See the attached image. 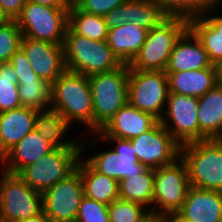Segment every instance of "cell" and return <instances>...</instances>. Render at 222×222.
<instances>
[{
    "mask_svg": "<svg viewBox=\"0 0 222 222\" xmlns=\"http://www.w3.org/2000/svg\"><path fill=\"white\" fill-rule=\"evenodd\" d=\"M127 0H73L83 11L97 16H104Z\"/></svg>",
    "mask_w": 222,
    "mask_h": 222,
    "instance_id": "36",
    "label": "cell"
},
{
    "mask_svg": "<svg viewBox=\"0 0 222 222\" xmlns=\"http://www.w3.org/2000/svg\"><path fill=\"white\" fill-rule=\"evenodd\" d=\"M55 148L38 161L24 167L17 175L32 189L43 194L57 182L64 180L77 168L80 157L90 148Z\"/></svg>",
    "mask_w": 222,
    "mask_h": 222,
    "instance_id": "6",
    "label": "cell"
},
{
    "mask_svg": "<svg viewBox=\"0 0 222 222\" xmlns=\"http://www.w3.org/2000/svg\"><path fill=\"white\" fill-rule=\"evenodd\" d=\"M188 29L200 41L207 52L209 61L216 65L222 60V34L204 17L188 21Z\"/></svg>",
    "mask_w": 222,
    "mask_h": 222,
    "instance_id": "31",
    "label": "cell"
},
{
    "mask_svg": "<svg viewBox=\"0 0 222 222\" xmlns=\"http://www.w3.org/2000/svg\"><path fill=\"white\" fill-rule=\"evenodd\" d=\"M191 186L222 192V139H205L180 147Z\"/></svg>",
    "mask_w": 222,
    "mask_h": 222,
    "instance_id": "3",
    "label": "cell"
},
{
    "mask_svg": "<svg viewBox=\"0 0 222 222\" xmlns=\"http://www.w3.org/2000/svg\"><path fill=\"white\" fill-rule=\"evenodd\" d=\"M217 8L219 9V7H216L214 9H212L209 13L205 14L203 17L215 28L217 29L219 32H221L222 34V15L220 16L218 13L216 14V12H218ZM215 13V14H213ZM218 15V16H217Z\"/></svg>",
    "mask_w": 222,
    "mask_h": 222,
    "instance_id": "41",
    "label": "cell"
},
{
    "mask_svg": "<svg viewBox=\"0 0 222 222\" xmlns=\"http://www.w3.org/2000/svg\"><path fill=\"white\" fill-rule=\"evenodd\" d=\"M70 126L59 112L48 109L37 112L34 130L55 148H82V140L65 139Z\"/></svg>",
    "mask_w": 222,
    "mask_h": 222,
    "instance_id": "25",
    "label": "cell"
},
{
    "mask_svg": "<svg viewBox=\"0 0 222 222\" xmlns=\"http://www.w3.org/2000/svg\"><path fill=\"white\" fill-rule=\"evenodd\" d=\"M188 30V21L167 17L147 32L140 51L129 64V69L165 71L176 42Z\"/></svg>",
    "mask_w": 222,
    "mask_h": 222,
    "instance_id": "5",
    "label": "cell"
},
{
    "mask_svg": "<svg viewBox=\"0 0 222 222\" xmlns=\"http://www.w3.org/2000/svg\"><path fill=\"white\" fill-rule=\"evenodd\" d=\"M16 22L23 37L63 44L69 23V8H55L26 1Z\"/></svg>",
    "mask_w": 222,
    "mask_h": 222,
    "instance_id": "7",
    "label": "cell"
},
{
    "mask_svg": "<svg viewBox=\"0 0 222 222\" xmlns=\"http://www.w3.org/2000/svg\"><path fill=\"white\" fill-rule=\"evenodd\" d=\"M10 21L11 19L9 18V16L0 7V26H3Z\"/></svg>",
    "mask_w": 222,
    "mask_h": 222,
    "instance_id": "44",
    "label": "cell"
},
{
    "mask_svg": "<svg viewBox=\"0 0 222 222\" xmlns=\"http://www.w3.org/2000/svg\"><path fill=\"white\" fill-rule=\"evenodd\" d=\"M68 27L75 33L94 41H107L108 28L103 16L81 10L74 2L69 8Z\"/></svg>",
    "mask_w": 222,
    "mask_h": 222,
    "instance_id": "27",
    "label": "cell"
},
{
    "mask_svg": "<svg viewBox=\"0 0 222 222\" xmlns=\"http://www.w3.org/2000/svg\"><path fill=\"white\" fill-rule=\"evenodd\" d=\"M0 163H1V164H0V166H1L0 168H1V170H2V165H3V157H2V155H1V154H0Z\"/></svg>",
    "mask_w": 222,
    "mask_h": 222,
    "instance_id": "47",
    "label": "cell"
},
{
    "mask_svg": "<svg viewBox=\"0 0 222 222\" xmlns=\"http://www.w3.org/2000/svg\"><path fill=\"white\" fill-rule=\"evenodd\" d=\"M94 139L91 143L112 142L113 148L103 149L102 152L83 157L97 172L112 179L120 181L127 176L141 175L147 168L141 164L136 156V149L128 139L100 138L92 133ZM97 137V138H96ZM99 138V139H98ZM102 140V141H99ZM114 143V144H113ZM116 144V145H115Z\"/></svg>",
    "mask_w": 222,
    "mask_h": 222,
    "instance_id": "11",
    "label": "cell"
},
{
    "mask_svg": "<svg viewBox=\"0 0 222 222\" xmlns=\"http://www.w3.org/2000/svg\"><path fill=\"white\" fill-rule=\"evenodd\" d=\"M103 17L108 30L128 23L126 18V2L112 9Z\"/></svg>",
    "mask_w": 222,
    "mask_h": 222,
    "instance_id": "38",
    "label": "cell"
},
{
    "mask_svg": "<svg viewBox=\"0 0 222 222\" xmlns=\"http://www.w3.org/2000/svg\"><path fill=\"white\" fill-rule=\"evenodd\" d=\"M72 125H85L93 133V101L89 78L81 73L65 70L52 83L51 108Z\"/></svg>",
    "mask_w": 222,
    "mask_h": 222,
    "instance_id": "1",
    "label": "cell"
},
{
    "mask_svg": "<svg viewBox=\"0 0 222 222\" xmlns=\"http://www.w3.org/2000/svg\"><path fill=\"white\" fill-rule=\"evenodd\" d=\"M158 222H186L177 214L159 215Z\"/></svg>",
    "mask_w": 222,
    "mask_h": 222,
    "instance_id": "42",
    "label": "cell"
},
{
    "mask_svg": "<svg viewBox=\"0 0 222 222\" xmlns=\"http://www.w3.org/2000/svg\"><path fill=\"white\" fill-rule=\"evenodd\" d=\"M159 120L127 103L96 133L100 138L132 139L152 129Z\"/></svg>",
    "mask_w": 222,
    "mask_h": 222,
    "instance_id": "16",
    "label": "cell"
},
{
    "mask_svg": "<svg viewBox=\"0 0 222 222\" xmlns=\"http://www.w3.org/2000/svg\"><path fill=\"white\" fill-rule=\"evenodd\" d=\"M167 17L190 21L220 7L219 0H156Z\"/></svg>",
    "mask_w": 222,
    "mask_h": 222,
    "instance_id": "28",
    "label": "cell"
},
{
    "mask_svg": "<svg viewBox=\"0 0 222 222\" xmlns=\"http://www.w3.org/2000/svg\"><path fill=\"white\" fill-rule=\"evenodd\" d=\"M141 164L149 169L168 166L180 158L181 145L159 121L149 131L130 139Z\"/></svg>",
    "mask_w": 222,
    "mask_h": 222,
    "instance_id": "14",
    "label": "cell"
},
{
    "mask_svg": "<svg viewBox=\"0 0 222 222\" xmlns=\"http://www.w3.org/2000/svg\"><path fill=\"white\" fill-rule=\"evenodd\" d=\"M18 222H50V221L42 211L40 214L20 220Z\"/></svg>",
    "mask_w": 222,
    "mask_h": 222,
    "instance_id": "43",
    "label": "cell"
},
{
    "mask_svg": "<svg viewBox=\"0 0 222 222\" xmlns=\"http://www.w3.org/2000/svg\"><path fill=\"white\" fill-rule=\"evenodd\" d=\"M108 213L110 222H145L152 216L144 205L121 199L108 205Z\"/></svg>",
    "mask_w": 222,
    "mask_h": 222,
    "instance_id": "33",
    "label": "cell"
},
{
    "mask_svg": "<svg viewBox=\"0 0 222 222\" xmlns=\"http://www.w3.org/2000/svg\"><path fill=\"white\" fill-rule=\"evenodd\" d=\"M147 30L126 23L108 30L107 43L122 64H130L145 42Z\"/></svg>",
    "mask_w": 222,
    "mask_h": 222,
    "instance_id": "23",
    "label": "cell"
},
{
    "mask_svg": "<svg viewBox=\"0 0 222 222\" xmlns=\"http://www.w3.org/2000/svg\"><path fill=\"white\" fill-rule=\"evenodd\" d=\"M19 99L24 107L38 111L51 108L52 83L40 80H17Z\"/></svg>",
    "mask_w": 222,
    "mask_h": 222,
    "instance_id": "30",
    "label": "cell"
},
{
    "mask_svg": "<svg viewBox=\"0 0 222 222\" xmlns=\"http://www.w3.org/2000/svg\"><path fill=\"white\" fill-rule=\"evenodd\" d=\"M76 169L81 175L85 197L108 205L119 199L117 180L97 172L83 157H80Z\"/></svg>",
    "mask_w": 222,
    "mask_h": 222,
    "instance_id": "24",
    "label": "cell"
},
{
    "mask_svg": "<svg viewBox=\"0 0 222 222\" xmlns=\"http://www.w3.org/2000/svg\"><path fill=\"white\" fill-rule=\"evenodd\" d=\"M22 37L16 20L0 26V63L10 62L13 54L21 48Z\"/></svg>",
    "mask_w": 222,
    "mask_h": 222,
    "instance_id": "34",
    "label": "cell"
},
{
    "mask_svg": "<svg viewBox=\"0 0 222 222\" xmlns=\"http://www.w3.org/2000/svg\"><path fill=\"white\" fill-rule=\"evenodd\" d=\"M9 63L15 69L18 80H40L21 48L13 54Z\"/></svg>",
    "mask_w": 222,
    "mask_h": 222,
    "instance_id": "37",
    "label": "cell"
},
{
    "mask_svg": "<svg viewBox=\"0 0 222 222\" xmlns=\"http://www.w3.org/2000/svg\"><path fill=\"white\" fill-rule=\"evenodd\" d=\"M55 147L33 130L3 156L2 170L18 174L24 167L35 163Z\"/></svg>",
    "mask_w": 222,
    "mask_h": 222,
    "instance_id": "18",
    "label": "cell"
},
{
    "mask_svg": "<svg viewBox=\"0 0 222 222\" xmlns=\"http://www.w3.org/2000/svg\"><path fill=\"white\" fill-rule=\"evenodd\" d=\"M84 197L83 182L76 169L42 194L43 213L50 222H76Z\"/></svg>",
    "mask_w": 222,
    "mask_h": 222,
    "instance_id": "12",
    "label": "cell"
},
{
    "mask_svg": "<svg viewBox=\"0 0 222 222\" xmlns=\"http://www.w3.org/2000/svg\"><path fill=\"white\" fill-rule=\"evenodd\" d=\"M176 214L186 222H221L222 192L190 186Z\"/></svg>",
    "mask_w": 222,
    "mask_h": 222,
    "instance_id": "17",
    "label": "cell"
},
{
    "mask_svg": "<svg viewBox=\"0 0 222 222\" xmlns=\"http://www.w3.org/2000/svg\"><path fill=\"white\" fill-rule=\"evenodd\" d=\"M126 18L128 23L139 25L149 31L158 26L167 16L156 0H127Z\"/></svg>",
    "mask_w": 222,
    "mask_h": 222,
    "instance_id": "29",
    "label": "cell"
},
{
    "mask_svg": "<svg viewBox=\"0 0 222 222\" xmlns=\"http://www.w3.org/2000/svg\"><path fill=\"white\" fill-rule=\"evenodd\" d=\"M25 2L26 0H0V7L11 20H16L21 14Z\"/></svg>",
    "mask_w": 222,
    "mask_h": 222,
    "instance_id": "39",
    "label": "cell"
},
{
    "mask_svg": "<svg viewBox=\"0 0 222 222\" xmlns=\"http://www.w3.org/2000/svg\"><path fill=\"white\" fill-rule=\"evenodd\" d=\"M197 117L199 141L222 139V85L217 83L198 98Z\"/></svg>",
    "mask_w": 222,
    "mask_h": 222,
    "instance_id": "22",
    "label": "cell"
},
{
    "mask_svg": "<svg viewBox=\"0 0 222 222\" xmlns=\"http://www.w3.org/2000/svg\"><path fill=\"white\" fill-rule=\"evenodd\" d=\"M145 222H158V216H151L147 221Z\"/></svg>",
    "mask_w": 222,
    "mask_h": 222,
    "instance_id": "46",
    "label": "cell"
},
{
    "mask_svg": "<svg viewBox=\"0 0 222 222\" xmlns=\"http://www.w3.org/2000/svg\"><path fill=\"white\" fill-rule=\"evenodd\" d=\"M217 69V82L218 84L222 85V60L216 64Z\"/></svg>",
    "mask_w": 222,
    "mask_h": 222,
    "instance_id": "45",
    "label": "cell"
},
{
    "mask_svg": "<svg viewBox=\"0 0 222 222\" xmlns=\"http://www.w3.org/2000/svg\"><path fill=\"white\" fill-rule=\"evenodd\" d=\"M26 1L55 8H70L73 2V0H26Z\"/></svg>",
    "mask_w": 222,
    "mask_h": 222,
    "instance_id": "40",
    "label": "cell"
},
{
    "mask_svg": "<svg viewBox=\"0 0 222 222\" xmlns=\"http://www.w3.org/2000/svg\"><path fill=\"white\" fill-rule=\"evenodd\" d=\"M17 80L12 65L9 62L0 63V113L22 107Z\"/></svg>",
    "mask_w": 222,
    "mask_h": 222,
    "instance_id": "32",
    "label": "cell"
},
{
    "mask_svg": "<svg viewBox=\"0 0 222 222\" xmlns=\"http://www.w3.org/2000/svg\"><path fill=\"white\" fill-rule=\"evenodd\" d=\"M63 53L66 69L87 77L113 71L122 65L107 41H94L75 34L69 27L64 37Z\"/></svg>",
    "mask_w": 222,
    "mask_h": 222,
    "instance_id": "2",
    "label": "cell"
},
{
    "mask_svg": "<svg viewBox=\"0 0 222 222\" xmlns=\"http://www.w3.org/2000/svg\"><path fill=\"white\" fill-rule=\"evenodd\" d=\"M198 98L169 93L162 126L180 144L199 141Z\"/></svg>",
    "mask_w": 222,
    "mask_h": 222,
    "instance_id": "13",
    "label": "cell"
},
{
    "mask_svg": "<svg viewBox=\"0 0 222 222\" xmlns=\"http://www.w3.org/2000/svg\"><path fill=\"white\" fill-rule=\"evenodd\" d=\"M76 222H110L108 204L84 197Z\"/></svg>",
    "mask_w": 222,
    "mask_h": 222,
    "instance_id": "35",
    "label": "cell"
},
{
    "mask_svg": "<svg viewBox=\"0 0 222 222\" xmlns=\"http://www.w3.org/2000/svg\"><path fill=\"white\" fill-rule=\"evenodd\" d=\"M38 110L19 107L0 113V154L2 157L35 128Z\"/></svg>",
    "mask_w": 222,
    "mask_h": 222,
    "instance_id": "19",
    "label": "cell"
},
{
    "mask_svg": "<svg viewBox=\"0 0 222 222\" xmlns=\"http://www.w3.org/2000/svg\"><path fill=\"white\" fill-rule=\"evenodd\" d=\"M21 49L40 79L53 83L66 70L63 44L22 37Z\"/></svg>",
    "mask_w": 222,
    "mask_h": 222,
    "instance_id": "15",
    "label": "cell"
},
{
    "mask_svg": "<svg viewBox=\"0 0 222 222\" xmlns=\"http://www.w3.org/2000/svg\"><path fill=\"white\" fill-rule=\"evenodd\" d=\"M169 95L165 71L129 69L128 103L161 120Z\"/></svg>",
    "mask_w": 222,
    "mask_h": 222,
    "instance_id": "10",
    "label": "cell"
},
{
    "mask_svg": "<svg viewBox=\"0 0 222 222\" xmlns=\"http://www.w3.org/2000/svg\"><path fill=\"white\" fill-rule=\"evenodd\" d=\"M88 78L93 101V133H97L128 103L129 65L122 64L113 71Z\"/></svg>",
    "mask_w": 222,
    "mask_h": 222,
    "instance_id": "4",
    "label": "cell"
},
{
    "mask_svg": "<svg viewBox=\"0 0 222 222\" xmlns=\"http://www.w3.org/2000/svg\"><path fill=\"white\" fill-rule=\"evenodd\" d=\"M169 93H177L189 97H201L217 82L216 65L210 67L179 72H166Z\"/></svg>",
    "mask_w": 222,
    "mask_h": 222,
    "instance_id": "21",
    "label": "cell"
},
{
    "mask_svg": "<svg viewBox=\"0 0 222 222\" xmlns=\"http://www.w3.org/2000/svg\"><path fill=\"white\" fill-rule=\"evenodd\" d=\"M190 186L188 169L181 157L168 166L154 169L153 216L176 214Z\"/></svg>",
    "mask_w": 222,
    "mask_h": 222,
    "instance_id": "8",
    "label": "cell"
},
{
    "mask_svg": "<svg viewBox=\"0 0 222 222\" xmlns=\"http://www.w3.org/2000/svg\"><path fill=\"white\" fill-rule=\"evenodd\" d=\"M211 65L204 47L188 29L176 42L165 72L198 70Z\"/></svg>",
    "mask_w": 222,
    "mask_h": 222,
    "instance_id": "20",
    "label": "cell"
},
{
    "mask_svg": "<svg viewBox=\"0 0 222 222\" xmlns=\"http://www.w3.org/2000/svg\"><path fill=\"white\" fill-rule=\"evenodd\" d=\"M42 211L41 193L17 174L0 170V222H18Z\"/></svg>",
    "mask_w": 222,
    "mask_h": 222,
    "instance_id": "9",
    "label": "cell"
},
{
    "mask_svg": "<svg viewBox=\"0 0 222 222\" xmlns=\"http://www.w3.org/2000/svg\"><path fill=\"white\" fill-rule=\"evenodd\" d=\"M119 199L137 202L153 216L154 169L147 168L141 175L127 176L118 181Z\"/></svg>",
    "mask_w": 222,
    "mask_h": 222,
    "instance_id": "26",
    "label": "cell"
}]
</instances>
